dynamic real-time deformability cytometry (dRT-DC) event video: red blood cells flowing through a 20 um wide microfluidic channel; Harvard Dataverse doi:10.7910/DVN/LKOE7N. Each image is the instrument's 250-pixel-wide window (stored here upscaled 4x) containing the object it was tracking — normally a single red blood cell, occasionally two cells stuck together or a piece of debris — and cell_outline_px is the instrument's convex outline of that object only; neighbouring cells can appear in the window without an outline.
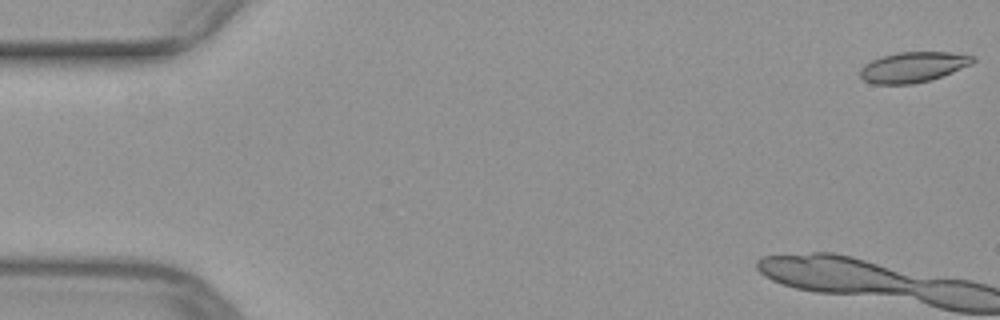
{"species": "common noctule bat (a hibernating species)", "species_latin": "Nyctalus noctula", "temperature_condition": "warm", "stored_images_in_passage": 8, "camera_frame_rate_fps": 3000, "um_per_image_px": 0.085, "animal": {"sex": "female", "body_mass_g": 29.2, "forearm_length_mm": 56.3}, "frame": {"image": 1, "passage_image": 1, "time_ms": 0.0, "image_size_px": [1000, 320], "cell_outline_px": [[976, 60], [972, 64], [932, 80], [912, 84], [872, 84], [864, 80], [860, 76], [860, 68], [864, 64], [880, 56], [896, 52], [948, 52], [972, 56]], "centroid_in_image_um": [77.58, 5.7], "position_along_channel_um": 7.4, "area_um2": 20.06}}